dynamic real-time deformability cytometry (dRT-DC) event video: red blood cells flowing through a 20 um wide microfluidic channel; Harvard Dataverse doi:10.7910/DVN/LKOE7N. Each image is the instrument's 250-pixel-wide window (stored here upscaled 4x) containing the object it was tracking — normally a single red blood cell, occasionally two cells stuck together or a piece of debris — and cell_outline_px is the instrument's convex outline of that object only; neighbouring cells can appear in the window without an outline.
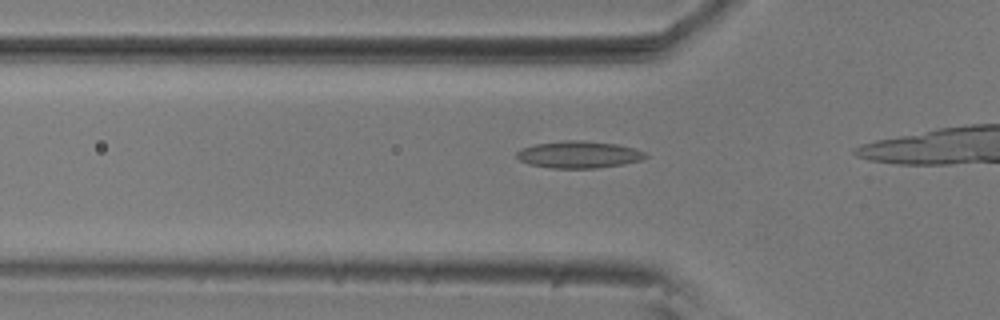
{"species": "common noctule bat (a hibernating species)", "species_latin": "Nyctalus noctula", "temperature_condition": "room temperature", "stored_images_in_passage": 18, "camera_frame_rate_fps": 3000, "um_per_image_px": 0.085, "animal": {"sex": "male", "body_mass_g": 20.5, "forearm_length_mm": 52.5}, "frame": {"image": 1, "passage_image": 13, "time_ms": 4.0, "image_size_px": [1000, 320], "cell_outline_px": [[648, 156], [640, 160], [624, 164], [596, 168], [552, 168], [528, 164], [520, 160], [516, 156], [516, 152], [520, 148], [536, 144], [564, 140], [584, 140], [616, 144], [632, 148], [644, 152]], "centroid_in_image_um": [49.16, 13.13], "position_along_channel_um": 76.6, "area_um2": 20.23}}
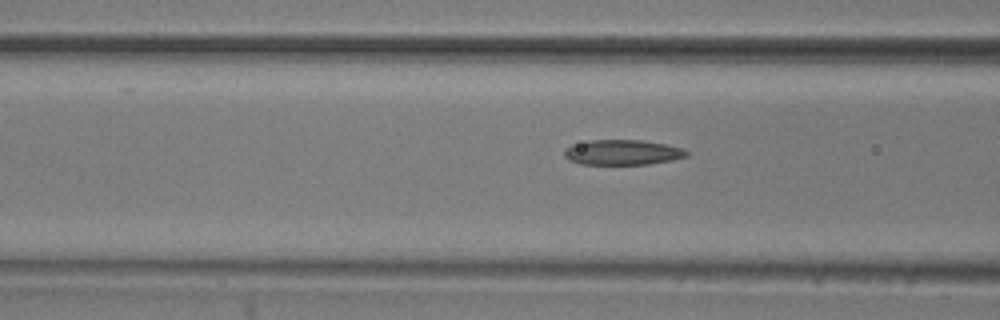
{"frame": {"image": 2, "passage_image": 16, "time_ms": 5.0, "image_size_px": [1000, 320], "cell_outline_px": [[688, 156], [672, 160], [648, 164], [580, 164], [568, 160], [564, 156], [564, 152], [572, 144], [588, 140], [640, 140], [664, 144], [680, 148], [688, 152]], "centroid_in_image_um": [52.88, 12.95], "position_along_channel_um": 113.7, "area_um2": 17.8}}